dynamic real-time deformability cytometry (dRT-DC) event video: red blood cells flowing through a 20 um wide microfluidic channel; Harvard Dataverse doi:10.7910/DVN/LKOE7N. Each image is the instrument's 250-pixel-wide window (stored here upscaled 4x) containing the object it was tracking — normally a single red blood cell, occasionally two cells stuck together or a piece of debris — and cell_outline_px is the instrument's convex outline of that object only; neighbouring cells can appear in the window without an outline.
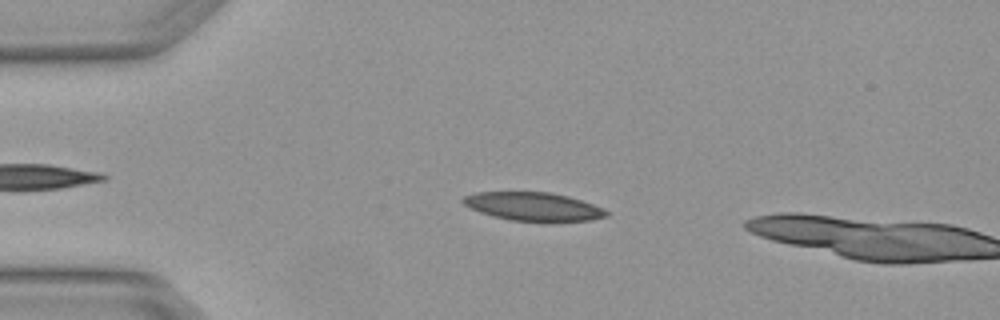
{"species": "Egyptian fruit bat (a non-hibernating species)", "species_latin": "Rousettus aegyptiacus", "temperature_condition": "warm", "stored_images_in_passage": 5, "camera_frame_rate_fps": 3000, "um_per_image_px": 0.085, "animal": {"sex": "female"}, "frame": {"image": 1, "passage_image": 3, "time_ms": 0.667, "image_size_px": [1000, 320], "cell_outline_px": [[608, 216], [592, 220], [508, 220], [492, 216], [480, 212], [464, 204], [460, 200], [464, 196], [476, 192], [552, 192], [568, 196], [604, 208], [608, 212]], "centroid_in_image_um": [45.31, 17.53], "position_along_channel_um": 39.7, "area_um2": 23.35}}